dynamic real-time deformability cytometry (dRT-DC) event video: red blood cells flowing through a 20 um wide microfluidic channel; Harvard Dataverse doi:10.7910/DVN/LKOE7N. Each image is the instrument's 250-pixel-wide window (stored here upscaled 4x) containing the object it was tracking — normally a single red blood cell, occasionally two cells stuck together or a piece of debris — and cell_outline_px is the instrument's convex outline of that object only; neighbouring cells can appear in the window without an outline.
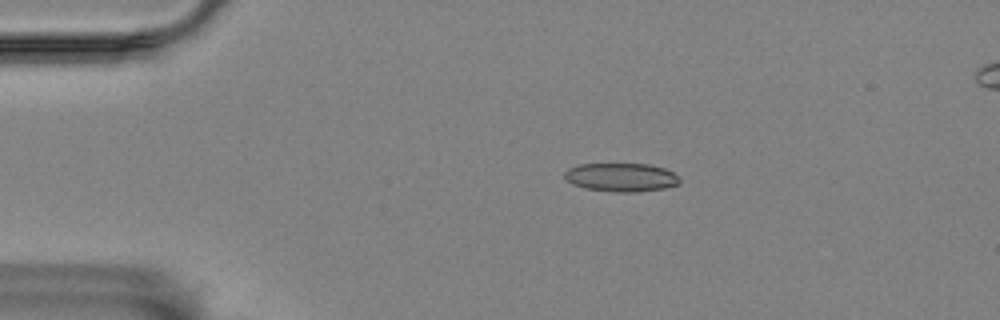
{"species": "Egyptian fruit bat (a non-hibernating species)", "species_latin": "Rousettus aegyptiacus", "temperature_condition": "room temperature", "stored_images_in_passage": 5, "camera_frame_rate_fps": 3000, "um_per_image_px": 0.085, "animal": {"sex": "female"}, "frame": {"image": 1, "passage_image": 1, "time_ms": 0.0, "image_size_px": [1000, 320], "cell_outline_px": [[680, 184], [664, 188], [636, 192], [616, 192], [584, 188], [572, 184], [564, 176], [564, 172], [568, 168], [580, 164], [648, 164], [664, 168], [672, 172], [680, 180]], "centroid_in_image_um": [52.79, 15.07], "position_along_channel_um": 32.2, "area_um2": 19.07}}
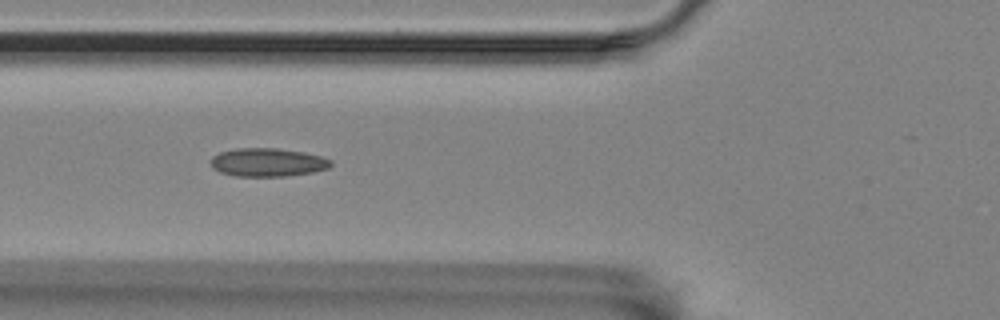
{"frame": {"image": 2, "passage_image": 4, "time_ms": 3.333, "image_size_px": [1000, 320], "cell_outline_px": [[332, 164], [328, 168], [312, 172], [284, 176], [236, 176], [220, 172], [212, 168], [212, 156], [220, 152], [236, 148], [276, 148], [304, 152], [320, 156], [332, 160]], "centroid_in_image_um": [22.75, 13.79], "position_along_channel_um": 103.1, "area_um2": 19.77}}
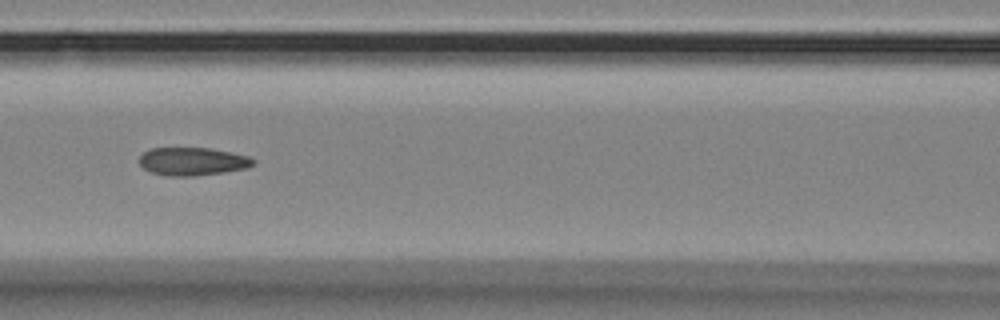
{"frame": {"image": 3, "passage_image": 5, "time_ms": 4.667, "image_size_px": [1000, 320], "cell_outline_px": [[256, 164], [248, 168], [224, 172], [192, 176], [168, 176], [152, 172], [144, 168], [140, 164], [140, 156], [144, 152], [152, 148], [208, 148], [248, 156], [256, 160]], "centroid_in_image_um": [16.4, 13.72], "position_along_channel_um": 150.2, "area_um2": 18.5}}